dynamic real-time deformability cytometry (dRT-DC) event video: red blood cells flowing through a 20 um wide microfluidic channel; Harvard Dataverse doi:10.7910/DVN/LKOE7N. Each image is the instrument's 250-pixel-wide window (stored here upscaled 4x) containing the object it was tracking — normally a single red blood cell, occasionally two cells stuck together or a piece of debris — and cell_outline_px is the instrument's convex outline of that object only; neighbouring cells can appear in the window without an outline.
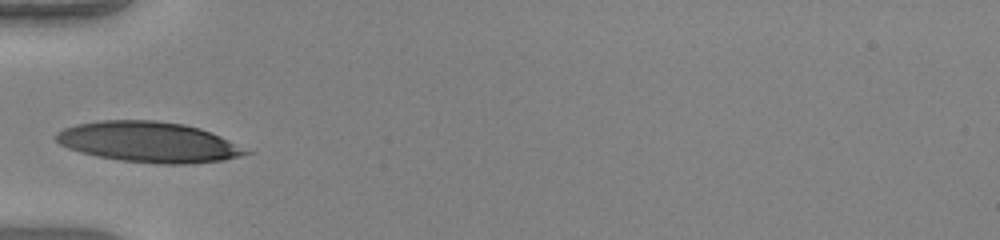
{"species": "human", "species_latin": "Homo sapiens", "temperature_condition": "warm", "stored_images_in_passage": 27, "camera_frame_rate_fps": 3000, "um_per_image_px": 0.085, "donor": {"sex": "female"}, "frame": {"image": 1, "passage_image": 1, "time_ms": 0.0, "image_size_px": [1000, 240], "cell_outline_px": [[256, 152], [224, 160], [192, 164], [156, 164], [120, 160], [96, 156], [80, 152], [68, 148], [60, 144], [56, 140], [56, 132], [64, 128], [76, 124], [100, 120], [156, 120], [184, 124], [200, 128], [220, 136]], "centroid_in_image_um": [12.67, 12.08], "position_along_channel_um": 72.3, "area_um2": 45.14}}
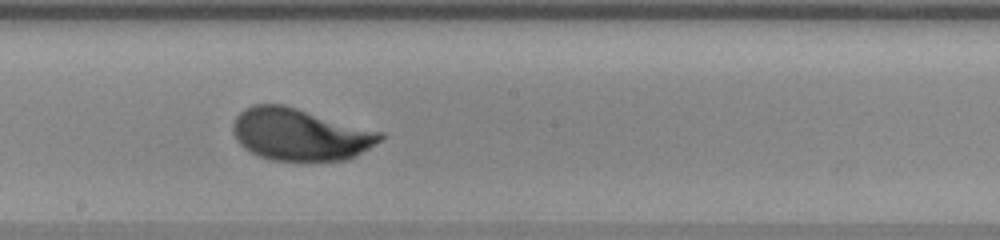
{"frame": {"image": 2, "passage_image": 12, "time_ms": 3.667, "image_size_px": [1000, 240], "cell_outline_px": [[384, 136], [380, 140], [356, 156], [344, 160], [308, 164], [272, 160], [260, 156], [244, 148], [236, 140], [232, 132], [232, 124], [236, 116], [244, 108], [252, 104], [284, 104], [384, 132]], "centroid_in_image_um": [25.5, 11.46], "position_along_channel_um": 222.7, "area_um2": 45.78}}
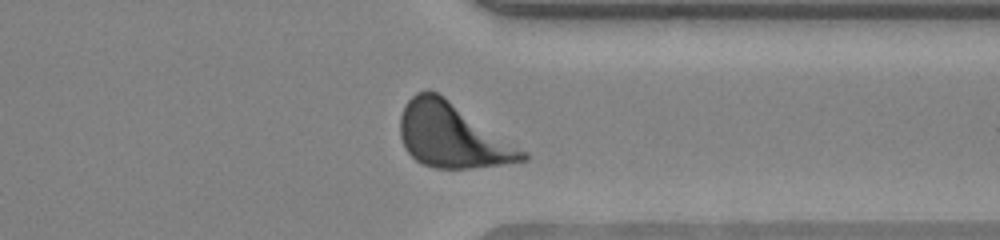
{"frame": {"image": 3, "passage_image": 23, "time_ms": 7.333, "image_size_px": [1000, 240], "cell_outline_px": [[528, 160], [472, 168], [436, 168], [420, 164], [404, 148], [400, 136], [400, 116], [404, 104], [416, 92], [428, 88], [444, 96], [528, 152]], "centroid_in_image_um": [38.41, 11.5], "position_along_channel_um": 373.0, "area_um2": 46.01}, "authors_computed_cell_mechanics": {"area_um2": 44.2748, "velocity_mm_per_s": 4.1115, "shape_relaxation_time_tau1_ms": 2.1048, "shape_relaxation_time_tau2_ms": null, "deformation_change_tau1": 0.158, "deformation_change_tau2": null}}